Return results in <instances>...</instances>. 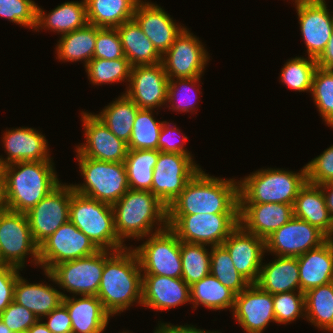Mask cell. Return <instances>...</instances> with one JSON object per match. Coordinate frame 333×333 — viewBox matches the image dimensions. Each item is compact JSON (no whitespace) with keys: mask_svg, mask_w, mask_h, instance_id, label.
Masks as SVG:
<instances>
[{"mask_svg":"<svg viewBox=\"0 0 333 333\" xmlns=\"http://www.w3.org/2000/svg\"><path fill=\"white\" fill-rule=\"evenodd\" d=\"M158 155L159 150L128 149L124 165L130 189L151 191Z\"/></svg>","mask_w":333,"mask_h":333,"instance_id":"obj_37","label":"cell"},{"mask_svg":"<svg viewBox=\"0 0 333 333\" xmlns=\"http://www.w3.org/2000/svg\"><path fill=\"white\" fill-rule=\"evenodd\" d=\"M3 135V144L7 158H3L4 166L26 161L51 160L48 142L45 136L34 128H15L6 130Z\"/></svg>","mask_w":333,"mask_h":333,"instance_id":"obj_25","label":"cell"},{"mask_svg":"<svg viewBox=\"0 0 333 333\" xmlns=\"http://www.w3.org/2000/svg\"><path fill=\"white\" fill-rule=\"evenodd\" d=\"M141 0H85L88 24L116 28L133 18Z\"/></svg>","mask_w":333,"mask_h":333,"instance_id":"obj_33","label":"cell"},{"mask_svg":"<svg viewBox=\"0 0 333 333\" xmlns=\"http://www.w3.org/2000/svg\"><path fill=\"white\" fill-rule=\"evenodd\" d=\"M311 94L320 116L333 128V69H315Z\"/></svg>","mask_w":333,"mask_h":333,"instance_id":"obj_44","label":"cell"},{"mask_svg":"<svg viewBox=\"0 0 333 333\" xmlns=\"http://www.w3.org/2000/svg\"><path fill=\"white\" fill-rule=\"evenodd\" d=\"M140 263L131 247L115 251L105 262L97 297L111 315L142 302Z\"/></svg>","mask_w":333,"mask_h":333,"instance_id":"obj_2","label":"cell"},{"mask_svg":"<svg viewBox=\"0 0 333 333\" xmlns=\"http://www.w3.org/2000/svg\"><path fill=\"white\" fill-rule=\"evenodd\" d=\"M126 58L116 28L101 27L97 32L93 59L115 60Z\"/></svg>","mask_w":333,"mask_h":333,"instance_id":"obj_48","label":"cell"},{"mask_svg":"<svg viewBox=\"0 0 333 333\" xmlns=\"http://www.w3.org/2000/svg\"><path fill=\"white\" fill-rule=\"evenodd\" d=\"M97 251L89 237L68 221L39 245V266L50 271L61 262L91 256Z\"/></svg>","mask_w":333,"mask_h":333,"instance_id":"obj_13","label":"cell"},{"mask_svg":"<svg viewBox=\"0 0 333 333\" xmlns=\"http://www.w3.org/2000/svg\"><path fill=\"white\" fill-rule=\"evenodd\" d=\"M123 47L124 55L130 65H154L162 62V55L145 36L134 18L116 27Z\"/></svg>","mask_w":333,"mask_h":333,"instance_id":"obj_31","label":"cell"},{"mask_svg":"<svg viewBox=\"0 0 333 333\" xmlns=\"http://www.w3.org/2000/svg\"><path fill=\"white\" fill-rule=\"evenodd\" d=\"M152 112L148 109H139L136 113L128 149L158 150V139L163 121H156Z\"/></svg>","mask_w":333,"mask_h":333,"instance_id":"obj_41","label":"cell"},{"mask_svg":"<svg viewBox=\"0 0 333 333\" xmlns=\"http://www.w3.org/2000/svg\"><path fill=\"white\" fill-rule=\"evenodd\" d=\"M70 200L71 184L59 183L26 212L33 239L38 245L69 221Z\"/></svg>","mask_w":333,"mask_h":333,"instance_id":"obj_15","label":"cell"},{"mask_svg":"<svg viewBox=\"0 0 333 333\" xmlns=\"http://www.w3.org/2000/svg\"><path fill=\"white\" fill-rule=\"evenodd\" d=\"M133 18L162 56L184 29L164 9L148 1L137 4Z\"/></svg>","mask_w":333,"mask_h":333,"instance_id":"obj_23","label":"cell"},{"mask_svg":"<svg viewBox=\"0 0 333 333\" xmlns=\"http://www.w3.org/2000/svg\"><path fill=\"white\" fill-rule=\"evenodd\" d=\"M0 333H12L10 329L0 320Z\"/></svg>","mask_w":333,"mask_h":333,"instance_id":"obj_59","label":"cell"},{"mask_svg":"<svg viewBox=\"0 0 333 333\" xmlns=\"http://www.w3.org/2000/svg\"><path fill=\"white\" fill-rule=\"evenodd\" d=\"M143 274L182 277L180 240L169 228L154 232L142 245L133 249Z\"/></svg>","mask_w":333,"mask_h":333,"instance_id":"obj_10","label":"cell"},{"mask_svg":"<svg viewBox=\"0 0 333 333\" xmlns=\"http://www.w3.org/2000/svg\"><path fill=\"white\" fill-rule=\"evenodd\" d=\"M316 68L317 63L314 58H291L281 70V82L292 90L311 92L312 78Z\"/></svg>","mask_w":333,"mask_h":333,"instance_id":"obj_43","label":"cell"},{"mask_svg":"<svg viewBox=\"0 0 333 333\" xmlns=\"http://www.w3.org/2000/svg\"><path fill=\"white\" fill-rule=\"evenodd\" d=\"M200 78L201 77L176 79L177 81L174 79L169 80L168 86H167V102L168 103L172 102L171 103L172 108L170 107V109H173V111L176 110L178 112H181V111L182 112H189V111L193 112L194 111V109H195L194 106L196 105L197 97H196V94L194 95V92L191 91V89L192 88H194L193 90L196 89L195 88L196 84L199 82ZM175 100H178V101L175 102Z\"/></svg>","mask_w":333,"mask_h":333,"instance_id":"obj_46","label":"cell"},{"mask_svg":"<svg viewBox=\"0 0 333 333\" xmlns=\"http://www.w3.org/2000/svg\"><path fill=\"white\" fill-rule=\"evenodd\" d=\"M132 66L126 58L115 60L92 59L85 67L92 84H111L126 80L129 82Z\"/></svg>","mask_w":333,"mask_h":333,"instance_id":"obj_42","label":"cell"},{"mask_svg":"<svg viewBox=\"0 0 333 333\" xmlns=\"http://www.w3.org/2000/svg\"><path fill=\"white\" fill-rule=\"evenodd\" d=\"M8 210L4 180H0V214Z\"/></svg>","mask_w":333,"mask_h":333,"instance_id":"obj_57","label":"cell"},{"mask_svg":"<svg viewBox=\"0 0 333 333\" xmlns=\"http://www.w3.org/2000/svg\"><path fill=\"white\" fill-rule=\"evenodd\" d=\"M0 320L12 333H26L39 319L30 310L13 301L0 314Z\"/></svg>","mask_w":333,"mask_h":333,"instance_id":"obj_49","label":"cell"},{"mask_svg":"<svg viewBox=\"0 0 333 333\" xmlns=\"http://www.w3.org/2000/svg\"><path fill=\"white\" fill-rule=\"evenodd\" d=\"M167 223L180 241L220 246L239 225V213L167 215Z\"/></svg>","mask_w":333,"mask_h":333,"instance_id":"obj_8","label":"cell"},{"mask_svg":"<svg viewBox=\"0 0 333 333\" xmlns=\"http://www.w3.org/2000/svg\"><path fill=\"white\" fill-rule=\"evenodd\" d=\"M140 108L124 93L96 116L119 139L129 143L136 113Z\"/></svg>","mask_w":333,"mask_h":333,"instance_id":"obj_35","label":"cell"},{"mask_svg":"<svg viewBox=\"0 0 333 333\" xmlns=\"http://www.w3.org/2000/svg\"><path fill=\"white\" fill-rule=\"evenodd\" d=\"M86 143L77 146L76 151L84 157L105 162H124L128 144L117 138L96 116L82 112Z\"/></svg>","mask_w":333,"mask_h":333,"instance_id":"obj_18","label":"cell"},{"mask_svg":"<svg viewBox=\"0 0 333 333\" xmlns=\"http://www.w3.org/2000/svg\"><path fill=\"white\" fill-rule=\"evenodd\" d=\"M37 5L32 0H0V17L35 29Z\"/></svg>","mask_w":333,"mask_h":333,"instance_id":"obj_47","label":"cell"},{"mask_svg":"<svg viewBox=\"0 0 333 333\" xmlns=\"http://www.w3.org/2000/svg\"><path fill=\"white\" fill-rule=\"evenodd\" d=\"M44 317L49 319L44 323L52 333H72L70 315L63 303Z\"/></svg>","mask_w":333,"mask_h":333,"instance_id":"obj_53","label":"cell"},{"mask_svg":"<svg viewBox=\"0 0 333 333\" xmlns=\"http://www.w3.org/2000/svg\"><path fill=\"white\" fill-rule=\"evenodd\" d=\"M19 268L11 265H0V314L14 301V287Z\"/></svg>","mask_w":333,"mask_h":333,"instance_id":"obj_51","label":"cell"},{"mask_svg":"<svg viewBox=\"0 0 333 333\" xmlns=\"http://www.w3.org/2000/svg\"><path fill=\"white\" fill-rule=\"evenodd\" d=\"M169 78L162 62L154 65H137L131 68L125 94L140 108L153 110L167 104Z\"/></svg>","mask_w":333,"mask_h":333,"instance_id":"obj_17","label":"cell"},{"mask_svg":"<svg viewBox=\"0 0 333 333\" xmlns=\"http://www.w3.org/2000/svg\"><path fill=\"white\" fill-rule=\"evenodd\" d=\"M293 216V205L289 204L239 203V225L264 240Z\"/></svg>","mask_w":333,"mask_h":333,"instance_id":"obj_22","label":"cell"},{"mask_svg":"<svg viewBox=\"0 0 333 333\" xmlns=\"http://www.w3.org/2000/svg\"><path fill=\"white\" fill-rule=\"evenodd\" d=\"M305 166L308 183L321 185L333 181V145Z\"/></svg>","mask_w":333,"mask_h":333,"instance_id":"obj_50","label":"cell"},{"mask_svg":"<svg viewBox=\"0 0 333 333\" xmlns=\"http://www.w3.org/2000/svg\"><path fill=\"white\" fill-rule=\"evenodd\" d=\"M76 153L85 182L72 184L74 192L113 205L130 189L124 162H105Z\"/></svg>","mask_w":333,"mask_h":333,"instance_id":"obj_7","label":"cell"},{"mask_svg":"<svg viewBox=\"0 0 333 333\" xmlns=\"http://www.w3.org/2000/svg\"><path fill=\"white\" fill-rule=\"evenodd\" d=\"M26 255L39 265V245L33 239L26 213L8 210L0 214V265L24 268Z\"/></svg>","mask_w":333,"mask_h":333,"instance_id":"obj_11","label":"cell"},{"mask_svg":"<svg viewBox=\"0 0 333 333\" xmlns=\"http://www.w3.org/2000/svg\"><path fill=\"white\" fill-rule=\"evenodd\" d=\"M222 246L228 251L237 271L250 283L256 284L265 251V240L238 225Z\"/></svg>","mask_w":333,"mask_h":333,"instance_id":"obj_21","label":"cell"},{"mask_svg":"<svg viewBox=\"0 0 333 333\" xmlns=\"http://www.w3.org/2000/svg\"><path fill=\"white\" fill-rule=\"evenodd\" d=\"M88 24L85 0L80 2H65L46 14L37 5L36 26L38 28L56 31L61 35L81 29Z\"/></svg>","mask_w":333,"mask_h":333,"instance_id":"obj_32","label":"cell"},{"mask_svg":"<svg viewBox=\"0 0 333 333\" xmlns=\"http://www.w3.org/2000/svg\"><path fill=\"white\" fill-rule=\"evenodd\" d=\"M205 246L207 245L180 241L181 278L189 286L210 274L211 253Z\"/></svg>","mask_w":333,"mask_h":333,"instance_id":"obj_39","label":"cell"},{"mask_svg":"<svg viewBox=\"0 0 333 333\" xmlns=\"http://www.w3.org/2000/svg\"><path fill=\"white\" fill-rule=\"evenodd\" d=\"M316 63L319 68L333 69V31L324 51L316 59Z\"/></svg>","mask_w":333,"mask_h":333,"instance_id":"obj_55","label":"cell"},{"mask_svg":"<svg viewBox=\"0 0 333 333\" xmlns=\"http://www.w3.org/2000/svg\"><path fill=\"white\" fill-rule=\"evenodd\" d=\"M210 274L236 295L246 289L250 283L237 271L230 254L222 246H211Z\"/></svg>","mask_w":333,"mask_h":333,"instance_id":"obj_40","label":"cell"},{"mask_svg":"<svg viewBox=\"0 0 333 333\" xmlns=\"http://www.w3.org/2000/svg\"><path fill=\"white\" fill-rule=\"evenodd\" d=\"M296 10L308 57L317 59L331 38L333 15L329 13L325 0L298 3Z\"/></svg>","mask_w":333,"mask_h":333,"instance_id":"obj_19","label":"cell"},{"mask_svg":"<svg viewBox=\"0 0 333 333\" xmlns=\"http://www.w3.org/2000/svg\"><path fill=\"white\" fill-rule=\"evenodd\" d=\"M2 156H0V180H3L4 175V164L2 162Z\"/></svg>","mask_w":333,"mask_h":333,"instance_id":"obj_60","label":"cell"},{"mask_svg":"<svg viewBox=\"0 0 333 333\" xmlns=\"http://www.w3.org/2000/svg\"><path fill=\"white\" fill-rule=\"evenodd\" d=\"M208 56L199 38L185 27L162 56V64L169 80L201 77Z\"/></svg>","mask_w":333,"mask_h":333,"instance_id":"obj_14","label":"cell"},{"mask_svg":"<svg viewBox=\"0 0 333 333\" xmlns=\"http://www.w3.org/2000/svg\"><path fill=\"white\" fill-rule=\"evenodd\" d=\"M305 318L319 329L333 332V282L305 292Z\"/></svg>","mask_w":333,"mask_h":333,"instance_id":"obj_38","label":"cell"},{"mask_svg":"<svg viewBox=\"0 0 333 333\" xmlns=\"http://www.w3.org/2000/svg\"><path fill=\"white\" fill-rule=\"evenodd\" d=\"M115 251L99 250L91 256L61 262L45 275L67 292L76 295L97 296L104 262Z\"/></svg>","mask_w":333,"mask_h":333,"instance_id":"obj_9","label":"cell"},{"mask_svg":"<svg viewBox=\"0 0 333 333\" xmlns=\"http://www.w3.org/2000/svg\"><path fill=\"white\" fill-rule=\"evenodd\" d=\"M301 292L333 282V238L297 257Z\"/></svg>","mask_w":333,"mask_h":333,"instance_id":"obj_26","label":"cell"},{"mask_svg":"<svg viewBox=\"0 0 333 333\" xmlns=\"http://www.w3.org/2000/svg\"><path fill=\"white\" fill-rule=\"evenodd\" d=\"M298 173L262 169L239 182V203H284L294 205L299 190L307 182L306 166Z\"/></svg>","mask_w":333,"mask_h":333,"instance_id":"obj_5","label":"cell"},{"mask_svg":"<svg viewBox=\"0 0 333 333\" xmlns=\"http://www.w3.org/2000/svg\"><path fill=\"white\" fill-rule=\"evenodd\" d=\"M190 300V286L182 278L142 274L141 306L167 310Z\"/></svg>","mask_w":333,"mask_h":333,"instance_id":"obj_24","label":"cell"},{"mask_svg":"<svg viewBox=\"0 0 333 333\" xmlns=\"http://www.w3.org/2000/svg\"><path fill=\"white\" fill-rule=\"evenodd\" d=\"M26 333H52L41 319L35 322Z\"/></svg>","mask_w":333,"mask_h":333,"instance_id":"obj_58","label":"cell"},{"mask_svg":"<svg viewBox=\"0 0 333 333\" xmlns=\"http://www.w3.org/2000/svg\"><path fill=\"white\" fill-rule=\"evenodd\" d=\"M53 164L52 160H45L4 166L3 180L9 210L28 212L60 183Z\"/></svg>","mask_w":333,"mask_h":333,"instance_id":"obj_3","label":"cell"},{"mask_svg":"<svg viewBox=\"0 0 333 333\" xmlns=\"http://www.w3.org/2000/svg\"><path fill=\"white\" fill-rule=\"evenodd\" d=\"M273 305L276 323L288 324L298 317L305 318V293L301 291L274 294Z\"/></svg>","mask_w":333,"mask_h":333,"instance_id":"obj_45","label":"cell"},{"mask_svg":"<svg viewBox=\"0 0 333 333\" xmlns=\"http://www.w3.org/2000/svg\"><path fill=\"white\" fill-rule=\"evenodd\" d=\"M236 294L225 287L216 277L209 274L190 286V300L197 308L202 304L212 310H233Z\"/></svg>","mask_w":333,"mask_h":333,"instance_id":"obj_36","label":"cell"},{"mask_svg":"<svg viewBox=\"0 0 333 333\" xmlns=\"http://www.w3.org/2000/svg\"><path fill=\"white\" fill-rule=\"evenodd\" d=\"M256 284L272 295L301 291L297 257L277 256L274 261L262 265Z\"/></svg>","mask_w":333,"mask_h":333,"instance_id":"obj_29","label":"cell"},{"mask_svg":"<svg viewBox=\"0 0 333 333\" xmlns=\"http://www.w3.org/2000/svg\"><path fill=\"white\" fill-rule=\"evenodd\" d=\"M294 216L305 220L333 238V218L326 206L324 193L319 185L306 182L299 190L293 205Z\"/></svg>","mask_w":333,"mask_h":333,"instance_id":"obj_28","label":"cell"},{"mask_svg":"<svg viewBox=\"0 0 333 333\" xmlns=\"http://www.w3.org/2000/svg\"><path fill=\"white\" fill-rule=\"evenodd\" d=\"M328 239L317 227L293 216L265 239V251L276 256L298 257L320 247Z\"/></svg>","mask_w":333,"mask_h":333,"instance_id":"obj_16","label":"cell"},{"mask_svg":"<svg viewBox=\"0 0 333 333\" xmlns=\"http://www.w3.org/2000/svg\"><path fill=\"white\" fill-rule=\"evenodd\" d=\"M69 221L99 250L119 251L126 248L115 230L112 205L80 195L74 192L72 185Z\"/></svg>","mask_w":333,"mask_h":333,"instance_id":"obj_6","label":"cell"},{"mask_svg":"<svg viewBox=\"0 0 333 333\" xmlns=\"http://www.w3.org/2000/svg\"><path fill=\"white\" fill-rule=\"evenodd\" d=\"M101 27L87 24L81 29L61 35L56 51L59 60L84 61V67L93 59L97 32Z\"/></svg>","mask_w":333,"mask_h":333,"instance_id":"obj_34","label":"cell"},{"mask_svg":"<svg viewBox=\"0 0 333 333\" xmlns=\"http://www.w3.org/2000/svg\"><path fill=\"white\" fill-rule=\"evenodd\" d=\"M324 193L326 199V206L333 218V181L319 185Z\"/></svg>","mask_w":333,"mask_h":333,"instance_id":"obj_56","label":"cell"},{"mask_svg":"<svg viewBox=\"0 0 333 333\" xmlns=\"http://www.w3.org/2000/svg\"><path fill=\"white\" fill-rule=\"evenodd\" d=\"M232 312L246 333H262L268 323H276L273 295L257 284H250L236 295Z\"/></svg>","mask_w":333,"mask_h":333,"instance_id":"obj_20","label":"cell"},{"mask_svg":"<svg viewBox=\"0 0 333 333\" xmlns=\"http://www.w3.org/2000/svg\"><path fill=\"white\" fill-rule=\"evenodd\" d=\"M200 169L191 155L159 151L151 192L168 207Z\"/></svg>","mask_w":333,"mask_h":333,"instance_id":"obj_12","label":"cell"},{"mask_svg":"<svg viewBox=\"0 0 333 333\" xmlns=\"http://www.w3.org/2000/svg\"><path fill=\"white\" fill-rule=\"evenodd\" d=\"M308 1H311V0H295V4L303 3V2H308Z\"/></svg>","mask_w":333,"mask_h":333,"instance_id":"obj_61","label":"cell"},{"mask_svg":"<svg viewBox=\"0 0 333 333\" xmlns=\"http://www.w3.org/2000/svg\"><path fill=\"white\" fill-rule=\"evenodd\" d=\"M50 286L43 283L29 284L19 275L14 287V301L42 320L63 302V297L67 296Z\"/></svg>","mask_w":333,"mask_h":333,"instance_id":"obj_30","label":"cell"},{"mask_svg":"<svg viewBox=\"0 0 333 333\" xmlns=\"http://www.w3.org/2000/svg\"><path fill=\"white\" fill-rule=\"evenodd\" d=\"M62 303L69 312L72 333H103L107 327L111 315L97 296H66Z\"/></svg>","mask_w":333,"mask_h":333,"instance_id":"obj_27","label":"cell"},{"mask_svg":"<svg viewBox=\"0 0 333 333\" xmlns=\"http://www.w3.org/2000/svg\"><path fill=\"white\" fill-rule=\"evenodd\" d=\"M171 126H172L171 123L163 121V125L158 139V150L161 152H171V153L191 155L190 152H188L186 148L184 149L183 146L184 145L183 142H186L188 137L183 135V138H181L182 139L181 143L176 141L175 135L176 133L178 135L180 133L179 132L180 130L176 128V125L172 127Z\"/></svg>","mask_w":333,"mask_h":333,"instance_id":"obj_52","label":"cell"},{"mask_svg":"<svg viewBox=\"0 0 333 333\" xmlns=\"http://www.w3.org/2000/svg\"><path fill=\"white\" fill-rule=\"evenodd\" d=\"M154 333H220L216 331H205L203 329H197L193 325H180V326H175L172 324H165V323H160L159 326L156 328Z\"/></svg>","mask_w":333,"mask_h":333,"instance_id":"obj_54","label":"cell"},{"mask_svg":"<svg viewBox=\"0 0 333 333\" xmlns=\"http://www.w3.org/2000/svg\"><path fill=\"white\" fill-rule=\"evenodd\" d=\"M115 230L118 238L142 239L168 227L167 206L151 191L129 189L113 205ZM154 226V227H153Z\"/></svg>","mask_w":333,"mask_h":333,"instance_id":"obj_4","label":"cell"},{"mask_svg":"<svg viewBox=\"0 0 333 333\" xmlns=\"http://www.w3.org/2000/svg\"><path fill=\"white\" fill-rule=\"evenodd\" d=\"M239 213V182L200 169L167 207V215Z\"/></svg>","mask_w":333,"mask_h":333,"instance_id":"obj_1","label":"cell"}]
</instances>
